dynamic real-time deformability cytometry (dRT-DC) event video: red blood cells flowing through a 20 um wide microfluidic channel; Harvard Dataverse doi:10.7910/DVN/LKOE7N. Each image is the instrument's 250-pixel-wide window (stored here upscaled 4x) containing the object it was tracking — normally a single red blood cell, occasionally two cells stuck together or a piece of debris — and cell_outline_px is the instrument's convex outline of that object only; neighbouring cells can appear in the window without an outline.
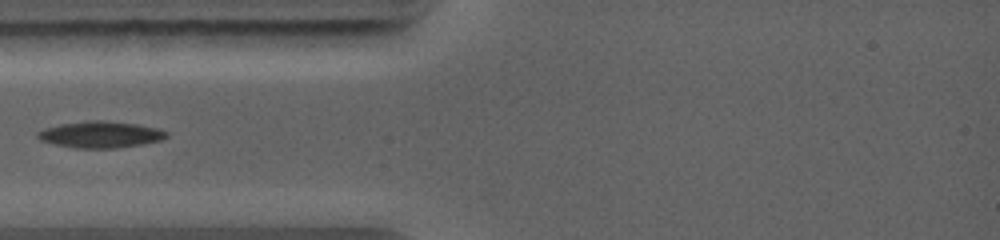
{"species": "common noctule bat (a hibernating species)", "species_latin": "Nyctalus noctula", "temperature_condition": "warm", "stored_images_in_passage": 1, "camera_frame_rate_fps": 5000, "um_per_image_px": 0.085, "animal": {"sex": "female", "body_mass_g": 19.0, "forearm_length_mm": 56.7}, "frame": {"image": 1, "passage_image": 1, "time_ms": 0.0, "image_size_px": [1000, 240], "cell_outline_px": [[168, 136], [160, 140], [140, 144], [116, 148], [76, 148], [56, 144], [40, 140], [36, 136], [36, 132], [44, 128], [60, 124], [84, 120], [104, 120], [136, 124], [156, 128], [168, 132]], "centroid_in_image_um": [8.5, 11.42], "position_along_channel_um": 76.5, "area_um2": 19.83}}